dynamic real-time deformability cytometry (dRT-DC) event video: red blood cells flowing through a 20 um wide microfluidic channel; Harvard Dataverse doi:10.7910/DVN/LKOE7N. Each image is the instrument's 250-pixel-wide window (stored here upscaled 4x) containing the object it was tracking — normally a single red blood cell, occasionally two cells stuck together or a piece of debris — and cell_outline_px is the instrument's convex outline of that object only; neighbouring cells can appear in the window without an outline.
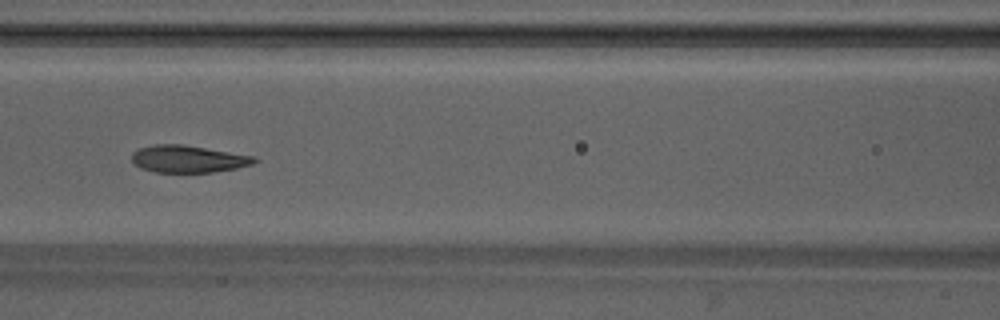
{"species": "Egyptian fruit bat (a non-hibernating species)", "species_latin": "Rousettus aegyptiacus", "temperature_condition": "warm", "stored_images_in_passage": 37, "camera_frame_rate_fps": 3000, "um_per_image_px": 0.085, "animal": {"sex": "male"}, "frame": {"image": 1, "passage_image": 15, "time_ms": 4.667, "image_size_px": [1000, 320], "cell_outline_px": [[260, 160], [252, 164], [236, 168], [212, 172], [156, 172], [140, 168], [132, 160], [132, 152], [140, 148], [156, 144], [180, 144], [252, 156]], "centroid_in_image_um": [15.96, 13.51], "position_along_channel_um": 150.6, "area_um2": 19.07}}
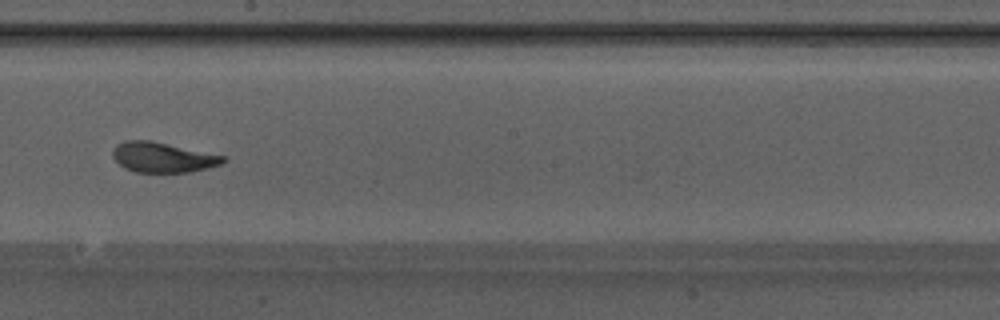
{"frame": {"image": 2, "passage_image": 21, "time_ms": 6.667, "image_size_px": [1000, 320], "cell_outline_px": [[228, 160], [220, 164], [208, 168], [192, 172], [136, 172], [124, 168], [112, 156], [112, 148], [116, 144], [124, 140], [152, 140], [228, 156]], "centroid_in_image_um": [13.86, 13.36], "position_along_channel_um": 234.3, "area_um2": 19.77}}
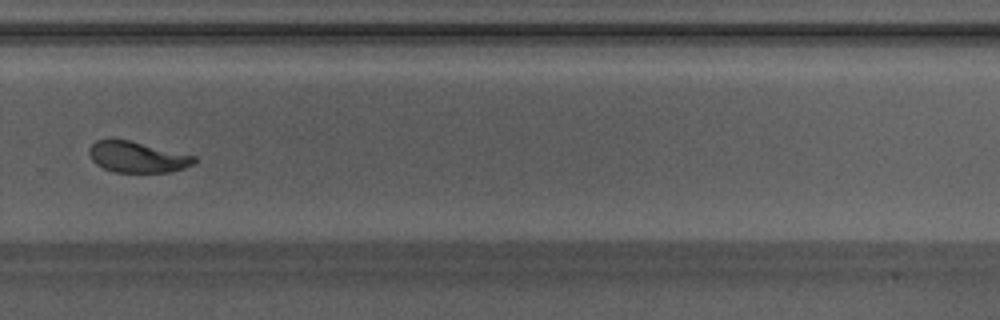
{"frame": {"image": 3, "passage_image": 27, "time_ms": 8.667, "image_size_px": [1000, 320], "cell_outline_px": [[196, 164], [184, 168], [168, 172], [112, 172], [96, 164], [92, 160], [88, 152], [88, 148], [96, 140], [128, 140], [196, 156]], "centroid_in_image_um": [11.67, 13.36], "position_along_channel_um": 318.1, "area_um2": 18.84}, "authors_computed_cell_mechanics": {"area_um2": 20.0566, "velocity_mm_per_s": 4.1928, "shape_relaxation_time_tau1_ms": 5.7821, "shape_relaxation_time_tau2_ms": 1.3044, "deformation_change_tau1": 0.1902, "deformation_change_tau2": 0.069}}